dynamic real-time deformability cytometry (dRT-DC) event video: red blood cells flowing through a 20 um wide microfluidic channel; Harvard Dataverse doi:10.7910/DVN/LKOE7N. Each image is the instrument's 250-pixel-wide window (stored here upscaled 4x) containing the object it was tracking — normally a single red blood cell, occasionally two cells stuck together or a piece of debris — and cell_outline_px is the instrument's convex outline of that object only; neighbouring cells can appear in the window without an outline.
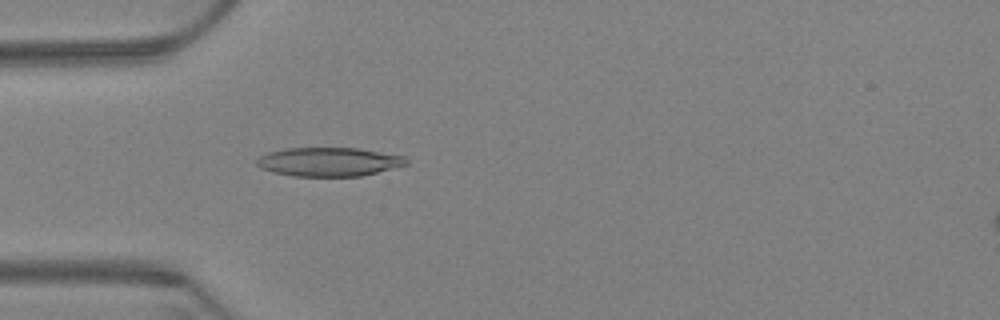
{"species": "Egyptian fruit bat (a non-hibernating species)", "species_latin": "Rousettus aegyptiacus", "temperature_condition": "warm", "stored_images_in_passage": 6, "camera_frame_rate_fps": 3000, "um_per_image_px": 0.085, "animal": {"sex": "female"}, "frame": {"image": 1, "passage_image": 6, "time_ms": 1.667, "image_size_px": [1000, 320], "cell_outline_px": [[408, 164], [360, 176], [292, 176], [272, 172], [260, 168], [256, 164], [256, 160], [260, 156], [268, 152], [284, 148], [360, 148], [404, 156], [408, 160]], "centroid_in_image_um": [27.92, 13.75], "position_along_channel_um": 57.1, "area_um2": 25.14}}